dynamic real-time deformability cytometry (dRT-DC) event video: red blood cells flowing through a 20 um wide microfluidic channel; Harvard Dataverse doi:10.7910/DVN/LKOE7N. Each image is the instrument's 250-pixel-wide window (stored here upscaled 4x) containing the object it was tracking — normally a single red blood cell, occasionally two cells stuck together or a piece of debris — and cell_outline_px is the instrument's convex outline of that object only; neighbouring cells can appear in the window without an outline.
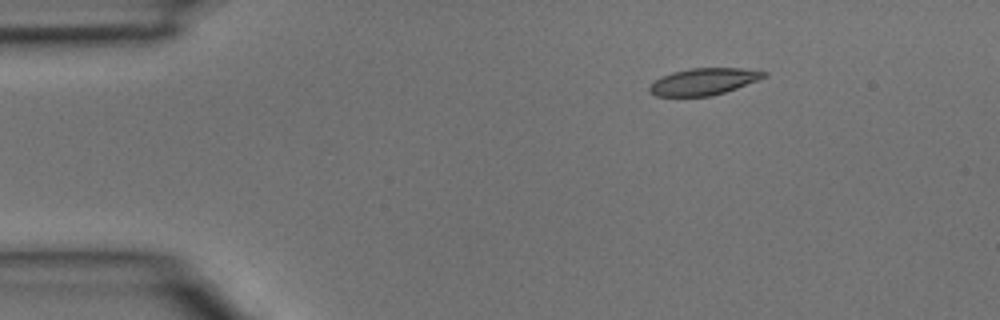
{"species": "common noctule bat (a hibernating species)", "species_latin": "Nyctalus noctula", "temperature_condition": "room temperature", "stored_images_in_passage": 2, "camera_frame_rate_fps": 3000, "um_per_image_px": 0.085, "animal": {"sex": "male", "body_mass_g": 15.6}, "frame": {"image": 1, "passage_image": 1, "time_ms": 0.0, "image_size_px": [1000, 320], "cell_outline_px": [[768, 76], [736, 88], [712, 96], [656, 96], [648, 92], [648, 88], [660, 76], [672, 72], [688, 68], [740, 68], [768, 72]], "centroid_in_image_um": [59.79, 6.93], "position_along_channel_um": 25.2, "area_um2": 17.86}}